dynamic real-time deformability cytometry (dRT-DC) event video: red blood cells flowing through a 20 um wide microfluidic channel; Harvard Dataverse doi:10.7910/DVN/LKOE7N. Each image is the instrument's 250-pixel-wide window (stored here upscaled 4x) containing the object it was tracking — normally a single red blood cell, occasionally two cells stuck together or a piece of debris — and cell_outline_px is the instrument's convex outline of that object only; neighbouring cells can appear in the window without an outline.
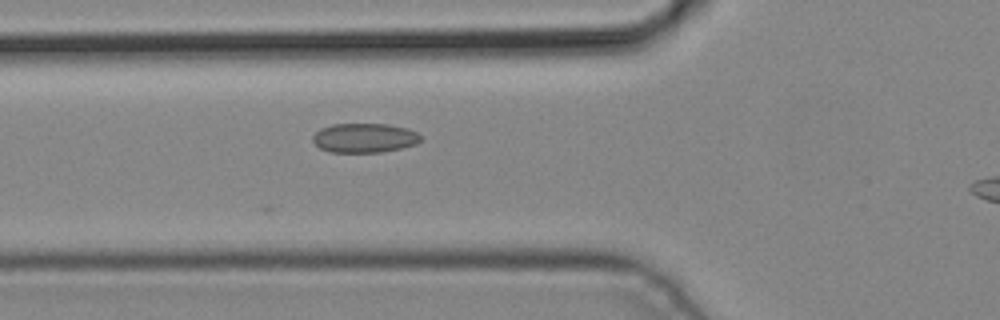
{"species": "common noctule bat (a hibernating species)", "species_latin": "Nyctalus noctula", "temperature_condition": "cold", "stored_images_in_passage": 3, "segment_of_instrument_passage": [1, 2], "camera_frame_rate_fps": 3000, "um_per_image_px": 0.085, "animal": {"sex": "male", "body_mass_g": 19.2, "forearm_length_mm": 51.8}, "frame": {"image": 1, "passage_image": 2, "time_ms": 0.333, "image_size_px": [1000, 320], "cell_outline_px": [[424, 136], [416, 144], [400, 148], [380, 152], [328, 152], [320, 148], [312, 140], [312, 136], [320, 128], [332, 124], [388, 124], [408, 128]], "centroid_in_image_um": [30.98, 11.71], "position_along_channel_um": 94.8, "area_um2": 18.55}}